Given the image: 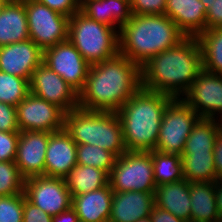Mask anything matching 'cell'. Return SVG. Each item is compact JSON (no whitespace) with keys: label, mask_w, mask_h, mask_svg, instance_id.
<instances>
[{"label":"cell","mask_w":222,"mask_h":222,"mask_svg":"<svg viewBox=\"0 0 222 222\" xmlns=\"http://www.w3.org/2000/svg\"><path fill=\"white\" fill-rule=\"evenodd\" d=\"M200 1L205 5L206 10H208L213 0H200Z\"/></svg>","instance_id":"cell-45"},{"label":"cell","mask_w":222,"mask_h":222,"mask_svg":"<svg viewBox=\"0 0 222 222\" xmlns=\"http://www.w3.org/2000/svg\"><path fill=\"white\" fill-rule=\"evenodd\" d=\"M215 198H216V206L220 218L222 220V179L216 181Z\"/></svg>","instance_id":"cell-43"},{"label":"cell","mask_w":222,"mask_h":222,"mask_svg":"<svg viewBox=\"0 0 222 222\" xmlns=\"http://www.w3.org/2000/svg\"><path fill=\"white\" fill-rule=\"evenodd\" d=\"M182 99L200 118L222 120V75L202 69Z\"/></svg>","instance_id":"cell-11"},{"label":"cell","mask_w":222,"mask_h":222,"mask_svg":"<svg viewBox=\"0 0 222 222\" xmlns=\"http://www.w3.org/2000/svg\"><path fill=\"white\" fill-rule=\"evenodd\" d=\"M35 0H8V2H12V3H28V2H32Z\"/></svg>","instance_id":"cell-44"},{"label":"cell","mask_w":222,"mask_h":222,"mask_svg":"<svg viewBox=\"0 0 222 222\" xmlns=\"http://www.w3.org/2000/svg\"><path fill=\"white\" fill-rule=\"evenodd\" d=\"M154 202L155 206L169 211L185 222H190V183L185 179L157 186L154 193Z\"/></svg>","instance_id":"cell-22"},{"label":"cell","mask_w":222,"mask_h":222,"mask_svg":"<svg viewBox=\"0 0 222 222\" xmlns=\"http://www.w3.org/2000/svg\"><path fill=\"white\" fill-rule=\"evenodd\" d=\"M25 178L14 161L0 162V196L24 193Z\"/></svg>","instance_id":"cell-32"},{"label":"cell","mask_w":222,"mask_h":222,"mask_svg":"<svg viewBox=\"0 0 222 222\" xmlns=\"http://www.w3.org/2000/svg\"><path fill=\"white\" fill-rule=\"evenodd\" d=\"M141 88V67L118 53L89 67L79 108L117 112Z\"/></svg>","instance_id":"cell-1"},{"label":"cell","mask_w":222,"mask_h":222,"mask_svg":"<svg viewBox=\"0 0 222 222\" xmlns=\"http://www.w3.org/2000/svg\"><path fill=\"white\" fill-rule=\"evenodd\" d=\"M50 9L55 10L67 17H71L76 12L80 11V6L76 0H36Z\"/></svg>","instance_id":"cell-38"},{"label":"cell","mask_w":222,"mask_h":222,"mask_svg":"<svg viewBox=\"0 0 222 222\" xmlns=\"http://www.w3.org/2000/svg\"><path fill=\"white\" fill-rule=\"evenodd\" d=\"M53 216L29 202L23 193V222H52Z\"/></svg>","instance_id":"cell-37"},{"label":"cell","mask_w":222,"mask_h":222,"mask_svg":"<svg viewBox=\"0 0 222 222\" xmlns=\"http://www.w3.org/2000/svg\"><path fill=\"white\" fill-rule=\"evenodd\" d=\"M0 222H23V193L0 196Z\"/></svg>","instance_id":"cell-33"},{"label":"cell","mask_w":222,"mask_h":222,"mask_svg":"<svg viewBox=\"0 0 222 222\" xmlns=\"http://www.w3.org/2000/svg\"><path fill=\"white\" fill-rule=\"evenodd\" d=\"M113 191L110 185L72 197V208L80 222H108Z\"/></svg>","instance_id":"cell-20"},{"label":"cell","mask_w":222,"mask_h":222,"mask_svg":"<svg viewBox=\"0 0 222 222\" xmlns=\"http://www.w3.org/2000/svg\"><path fill=\"white\" fill-rule=\"evenodd\" d=\"M29 93V80L0 71V102L16 107Z\"/></svg>","instance_id":"cell-31"},{"label":"cell","mask_w":222,"mask_h":222,"mask_svg":"<svg viewBox=\"0 0 222 222\" xmlns=\"http://www.w3.org/2000/svg\"><path fill=\"white\" fill-rule=\"evenodd\" d=\"M196 38L202 52V68L222 75V28L206 29Z\"/></svg>","instance_id":"cell-28"},{"label":"cell","mask_w":222,"mask_h":222,"mask_svg":"<svg viewBox=\"0 0 222 222\" xmlns=\"http://www.w3.org/2000/svg\"><path fill=\"white\" fill-rule=\"evenodd\" d=\"M0 131L20 132L15 106L0 102Z\"/></svg>","instance_id":"cell-36"},{"label":"cell","mask_w":222,"mask_h":222,"mask_svg":"<svg viewBox=\"0 0 222 222\" xmlns=\"http://www.w3.org/2000/svg\"><path fill=\"white\" fill-rule=\"evenodd\" d=\"M19 131H46L64 129L65 112L54 104L29 93L17 106Z\"/></svg>","instance_id":"cell-13"},{"label":"cell","mask_w":222,"mask_h":222,"mask_svg":"<svg viewBox=\"0 0 222 222\" xmlns=\"http://www.w3.org/2000/svg\"><path fill=\"white\" fill-rule=\"evenodd\" d=\"M64 179L72 197L109 185L106 171L80 164H76Z\"/></svg>","instance_id":"cell-25"},{"label":"cell","mask_w":222,"mask_h":222,"mask_svg":"<svg viewBox=\"0 0 222 222\" xmlns=\"http://www.w3.org/2000/svg\"><path fill=\"white\" fill-rule=\"evenodd\" d=\"M77 144L61 129L49 136L45 155L44 176L65 178L77 164Z\"/></svg>","instance_id":"cell-17"},{"label":"cell","mask_w":222,"mask_h":222,"mask_svg":"<svg viewBox=\"0 0 222 222\" xmlns=\"http://www.w3.org/2000/svg\"><path fill=\"white\" fill-rule=\"evenodd\" d=\"M172 96L142 87L116 112L121 121L127 151L156 149L164 109Z\"/></svg>","instance_id":"cell-3"},{"label":"cell","mask_w":222,"mask_h":222,"mask_svg":"<svg viewBox=\"0 0 222 222\" xmlns=\"http://www.w3.org/2000/svg\"><path fill=\"white\" fill-rule=\"evenodd\" d=\"M30 93L56 105L65 113L79 107V94L43 62L32 73Z\"/></svg>","instance_id":"cell-14"},{"label":"cell","mask_w":222,"mask_h":222,"mask_svg":"<svg viewBox=\"0 0 222 222\" xmlns=\"http://www.w3.org/2000/svg\"><path fill=\"white\" fill-rule=\"evenodd\" d=\"M136 222H153V221H152L151 217L148 216V217H146V218L139 219V220H137Z\"/></svg>","instance_id":"cell-47"},{"label":"cell","mask_w":222,"mask_h":222,"mask_svg":"<svg viewBox=\"0 0 222 222\" xmlns=\"http://www.w3.org/2000/svg\"><path fill=\"white\" fill-rule=\"evenodd\" d=\"M213 158L215 164L216 175L218 179H222V132L220 131L216 137L213 149Z\"/></svg>","instance_id":"cell-41"},{"label":"cell","mask_w":222,"mask_h":222,"mask_svg":"<svg viewBox=\"0 0 222 222\" xmlns=\"http://www.w3.org/2000/svg\"><path fill=\"white\" fill-rule=\"evenodd\" d=\"M150 217L153 222H185L179 217L174 216L169 211L163 210L157 206H153Z\"/></svg>","instance_id":"cell-40"},{"label":"cell","mask_w":222,"mask_h":222,"mask_svg":"<svg viewBox=\"0 0 222 222\" xmlns=\"http://www.w3.org/2000/svg\"><path fill=\"white\" fill-rule=\"evenodd\" d=\"M28 39L25 4L8 2L0 12V47Z\"/></svg>","instance_id":"cell-23"},{"label":"cell","mask_w":222,"mask_h":222,"mask_svg":"<svg viewBox=\"0 0 222 222\" xmlns=\"http://www.w3.org/2000/svg\"><path fill=\"white\" fill-rule=\"evenodd\" d=\"M109 185L113 192H155L151 153L126 151L116 158L109 173Z\"/></svg>","instance_id":"cell-7"},{"label":"cell","mask_w":222,"mask_h":222,"mask_svg":"<svg viewBox=\"0 0 222 222\" xmlns=\"http://www.w3.org/2000/svg\"><path fill=\"white\" fill-rule=\"evenodd\" d=\"M152 156L156 186L184 179L181 155L149 151Z\"/></svg>","instance_id":"cell-29"},{"label":"cell","mask_w":222,"mask_h":222,"mask_svg":"<svg viewBox=\"0 0 222 222\" xmlns=\"http://www.w3.org/2000/svg\"><path fill=\"white\" fill-rule=\"evenodd\" d=\"M51 133L46 131H20L15 164L27 179L44 176L45 155Z\"/></svg>","instance_id":"cell-15"},{"label":"cell","mask_w":222,"mask_h":222,"mask_svg":"<svg viewBox=\"0 0 222 222\" xmlns=\"http://www.w3.org/2000/svg\"><path fill=\"white\" fill-rule=\"evenodd\" d=\"M220 127H221V132H222V120H220Z\"/></svg>","instance_id":"cell-49"},{"label":"cell","mask_w":222,"mask_h":222,"mask_svg":"<svg viewBox=\"0 0 222 222\" xmlns=\"http://www.w3.org/2000/svg\"><path fill=\"white\" fill-rule=\"evenodd\" d=\"M199 119L182 98H173L164 109L155 150L182 155L185 142Z\"/></svg>","instance_id":"cell-8"},{"label":"cell","mask_w":222,"mask_h":222,"mask_svg":"<svg viewBox=\"0 0 222 222\" xmlns=\"http://www.w3.org/2000/svg\"><path fill=\"white\" fill-rule=\"evenodd\" d=\"M24 194L29 202L51 216L72 207V196L64 178L43 175L27 178Z\"/></svg>","instance_id":"cell-12"},{"label":"cell","mask_w":222,"mask_h":222,"mask_svg":"<svg viewBox=\"0 0 222 222\" xmlns=\"http://www.w3.org/2000/svg\"><path fill=\"white\" fill-rule=\"evenodd\" d=\"M220 131L219 120L200 118L185 142L183 153H213L215 140Z\"/></svg>","instance_id":"cell-26"},{"label":"cell","mask_w":222,"mask_h":222,"mask_svg":"<svg viewBox=\"0 0 222 222\" xmlns=\"http://www.w3.org/2000/svg\"><path fill=\"white\" fill-rule=\"evenodd\" d=\"M206 7L200 0H167L165 15L186 37H197L206 30Z\"/></svg>","instance_id":"cell-19"},{"label":"cell","mask_w":222,"mask_h":222,"mask_svg":"<svg viewBox=\"0 0 222 222\" xmlns=\"http://www.w3.org/2000/svg\"><path fill=\"white\" fill-rule=\"evenodd\" d=\"M80 12L118 32L132 17L130 0H87L80 5Z\"/></svg>","instance_id":"cell-21"},{"label":"cell","mask_w":222,"mask_h":222,"mask_svg":"<svg viewBox=\"0 0 222 222\" xmlns=\"http://www.w3.org/2000/svg\"><path fill=\"white\" fill-rule=\"evenodd\" d=\"M167 0H130L131 12L137 15L165 14Z\"/></svg>","instance_id":"cell-34"},{"label":"cell","mask_w":222,"mask_h":222,"mask_svg":"<svg viewBox=\"0 0 222 222\" xmlns=\"http://www.w3.org/2000/svg\"><path fill=\"white\" fill-rule=\"evenodd\" d=\"M43 62V50L31 39L0 47V71L31 80Z\"/></svg>","instance_id":"cell-16"},{"label":"cell","mask_w":222,"mask_h":222,"mask_svg":"<svg viewBox=\"0 0 222 222\" xmlns=\"http://www.w3.org/2000/svg\"><path fill=\"white\" fill-rule=\"evenodd\" d=\"M24 4L29 37L37 46L45 50L68 40L70 17L36 0Z\"/></svg>","instance_id":"cell-9"},{"label":"cell","mask_w":222,"mask_h":222,"mask_svg":"<svg viewBox=\"0 0 222 222\" xmlns=\"http://www.w3.org/2000/svg\"><path fill=\"white\" fill-rule=\"evenodd\" d=\"M8 3V0H0V12L3 10L5 5Z\"/></svg>","instance_id":"cell-46"},{"label":"cell","mask_w":222,"mask_h":222,"mask_svg":"<svg viewBox=\"0 0 222 222\" xmlns=\"http://www.w3.org/2000/svg\"><path fill=\"white\" fill-rule=\"evenodd\" d=\"M185 37L165 14H132L119 31V53L141 67L151 57L176 46Z\"/></svg>","instance_id":"cell-4"},{"label":"cell","mask_w":222,"mask_h":222,"mask_svg":"<svg viewBox=\"0 0 222 222\" xmlns=\"http://www.w3.org/2000/svg\"><path fill=\"white\" fill-rule=\"evenodd\" d=\"M68 39L90 65L111 59L119 53V32L80 11L69 19Z\"/></svg>","instance_id":"cell-6"},{"label":"cell","mask_w":222,"mask_h":222,"mask_svg":"<svg viewBox=\"0 0 222 222\" xmlns=\"http://www.w3.org/2000/svg\"><path fill=\"white\" fill-rule=\"evenodd\" d=\"M43 63L78 94L83 90L90 64L68 40L43 50Z\"/></svg>","instance_id":"cell-10"},{"label":"cell","mask_w":222,"mask_h":222,"mask_svg":"<svg viewBox=\"0 0 222 222\" xmlns=\"http://www.w3.org/2000/svg\"><path fill=\"white\" fill-rule=\"evenodd\" d=\"M202 69V52L197 38L185 37L141 66V87L182 98Z\"/></svg>","instance_id":"cell-2"},{"label":"cell","mask_w":222,"mask_h":222,"mask_svg":"<svg viewBox=\"0 0 222 222\" xmlns=\"http://www.w3.org/2000/svg\"><path fill=\"white\" fill-rule=\"evenodd\" d=\"M85 1H87V0H76V2L78 3L79 6L82 5Z\"/></svg>","instance_id":"cell-48"},{"label":"cell","mask_w":222,"mask_h":222,"mask_svg":"<svg viewBox=\"0 0 222 222\" xmlns=\"http://www.w3.org/2000/svg\"><path fill=\"white\" fill-rule=\"evenodd\" d=\"M19 132L0 131V162L15 161Z\"/></svg>","instance_id":"cell-35"},{"label":"cell","mask_w":222,"mask_h":222,"mask_svg":"<svg viewBox=\"0 0 222 222\" xmlns=\"http://www.w3.org/2000/svg\"><path fill=\"white\" fill-rule=\"evenodd\" d=\"M64 129L77 145H97L117 158L127 151L116 112L89 111L78 107L65 114Z\"/></svg>","instance_id":"cell-5"},{"label":"cell","mask_w":222,"mask_h":222,"mask_svg":"<svg viewBox=\"0 0 222 222\" xmlns=\"http://www.w3.org/2000/svg\"><path fill=\"white\" fill-rule=\"evenodd\" d=\"M216 182H191L190 222L221 221L215 198Z\"/></svg>","instance_id":"cell-24"},{"label":"cell","mask_w":222,"mask_h":222,"mask_svg":"<svg viewBox=\"0 0 222 222\" xmlns=\"http://www.w3.org/2000/svg\"><path fill=\"white\" fill-rule=\"evenodd\" d=\"M184 179L191 182H216L213 153H182Z\"/></svg>","instance_id":"cell-27"},{"label":"cell","mask_w":222,"mask_h":222,"mask_svg":"<svg viewBox=\"0 0 222 222\" xmlns=\"http://www.w3.org/2000/svg\"><path fill=\"white\" fill-rule=\"evenodd\" d=\"M155 192H113L108 222H136L150 216Z\"/></svg>","instance_id":"cell-18"},{"label":"cell","mask_w":222,"mask_h":222,"mask_svg":"<svg viewBox=\"0 0 222 222\" xmlns=\"http://www.w3.org/2000/svg\"><path fill=\"white\" fill-rule=\"evenodd\" d=\"M76 157L77 164L96 167L108 174L117 158L112 152L89 144L77 145Z\"/></svg>","instance_id":"cell-30"},{"label":"cell","mask_w":222,"mask_h":222,"mask_svg":"<svg viewBox=\"0 0 222 222\" xmlns=\"http://www.w3.org/2000/svg\"><path fill=\"white\" fill-rule=\"evenodd\" d=\"M52 222H79L75 210L71 207L66 211L53 216Z\"/></svg>","instance_id":"cell-42"},{"label":"cell","mask_w":222,"mask_h":222,"mask_svg":"<svg viewBox=\"0 0 222 222\" xmlns=\"http://www.w3.org/2000/svg\"><path fill=\"white\" fill-rule=\"evenodd\" d=\"M222 28V0H213L206 11V29Z\"/></svg>","instance_id":"cell-39"}]
</instances>
